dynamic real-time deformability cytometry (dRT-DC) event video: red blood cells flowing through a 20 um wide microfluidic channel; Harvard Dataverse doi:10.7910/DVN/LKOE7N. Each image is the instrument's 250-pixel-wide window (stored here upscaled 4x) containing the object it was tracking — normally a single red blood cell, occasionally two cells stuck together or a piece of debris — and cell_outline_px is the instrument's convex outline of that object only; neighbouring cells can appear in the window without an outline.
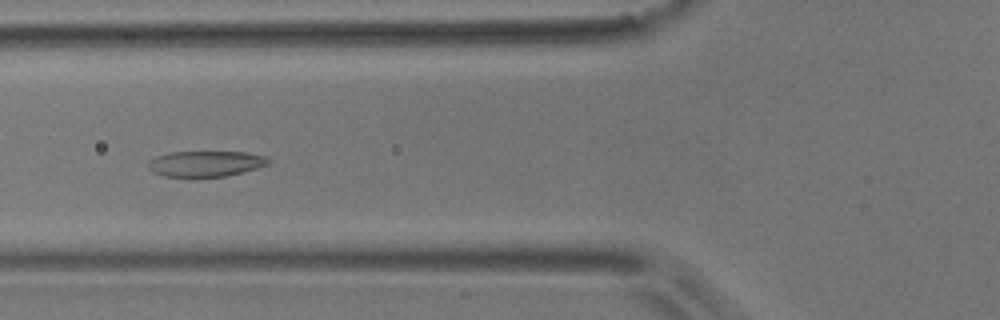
{"species": "common noctule bat (a hibernating species)", "species_latin": "Nyctalus noctula", "temperature_condition": "room temperature", "stored_images_in_passage": 48, "camera_frame_rate_fps": 3000, "um_per_image_px": 0.085, "animal": {"sex": "male", "body_mass_g": 17.9}, "frame": {"image": 1, "passage_image": 11, "time_ms": 3.333, "image_size_px": [1000, 320], "cell_outline_px": [[272, 160], [268, 164], [256, 168], [224, 176], [164, 176], [152, 172], [148, 168], [148, 160], [156, 156], [168, 152], [248, 152], [264, 156]], "centroid_in_image_um": [17.44, 13.89], "position_along_channel_um": 108.4, "area_um2": 17.86}}
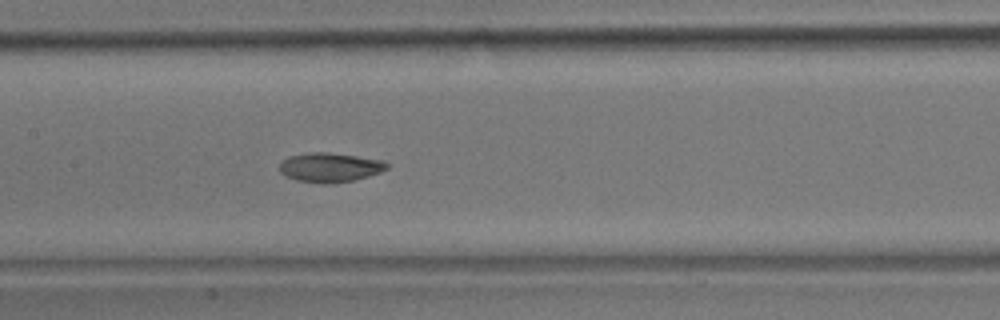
{"frame": {"image": 2, "passage_image": 17, "time_ms": 5.333, "image_size_px": [1000, 320], "cell_outline_px": [[388, 168], [380, 172], [368, 176], [352, 180], [332, 184], [320, 184], [296, 180], [284, 176], [280, 172], [280, 160], [288, 156], [308, 152], [328, 152], [384, 160], [388, 164]], "centroid_in_image_um": [28.0, 14.23], "position_along_channel_um": 179.4, "area_um2": 18.61}}
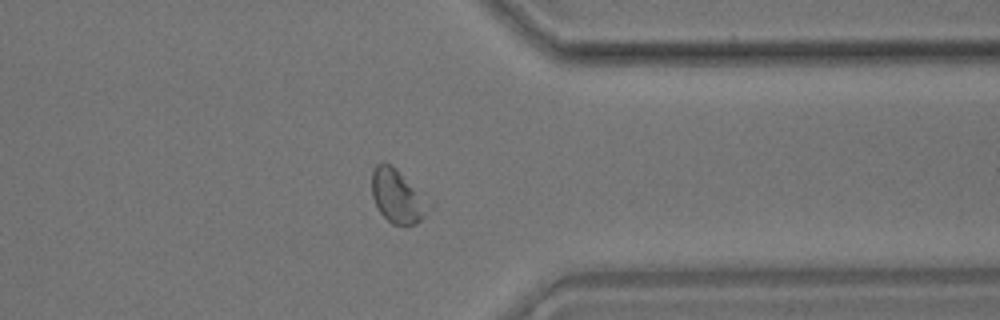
{"frame": {"image": 3, "passage_image": 36, "time_ms": 11.667, "image_size_px": [1000, 320], "cell_outline_px": [[436, 200], [432, 208], [416, 224], [392, 224], [380, 212], [372, 196], [372, 168], [380, 160], [384, 160], [392, 164]], "centroid_in_image_um": [33.9, 16.6], "position_along_channel_um": 377.5, "area_um2": 19.07}, "authors_computed_cell_mechanics": {"area_um2": 18.3515, "velocity_mm_per_s": 3.2912, "shape_relaxation_time_tau1_ms": 5.8541, "shape_relaxation_time_tau2_ms": null, "deformation_change_tau1": 0.1294, "deformation_change_tau2": null}}